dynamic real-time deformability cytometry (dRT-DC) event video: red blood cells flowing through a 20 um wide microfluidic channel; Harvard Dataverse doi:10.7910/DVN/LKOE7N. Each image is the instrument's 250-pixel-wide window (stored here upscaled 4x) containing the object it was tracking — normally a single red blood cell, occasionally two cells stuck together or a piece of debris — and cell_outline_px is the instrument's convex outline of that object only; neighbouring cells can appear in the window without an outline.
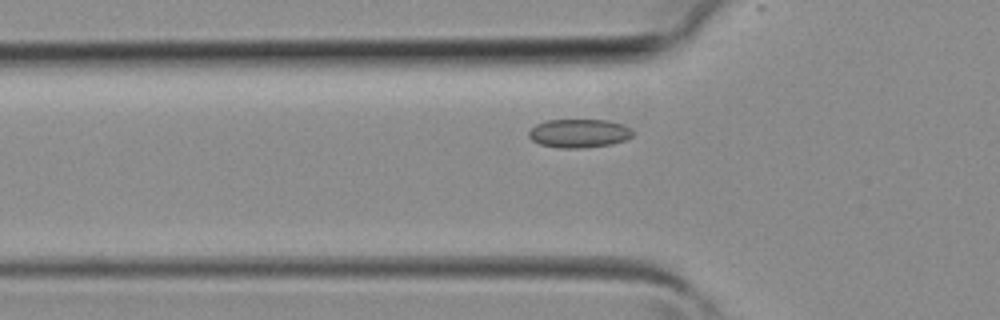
{"species": "common noctule bat (a hibernating species)", "species_latin": "Nyctalus noctula", "temperature_condition": "room temperature", "stored_images_in_passage": 2, "camera_frame_rate_fps": 3000, "um_per_image_px": 0.085, "animal": {"sex": "female", "body_mass_g": 19.3, "forearm_length_mm": 54.1}, "frame": {"image": 1, "passage_image": 2, "time_ms": 0.333, "image_size_px": [1000, 320], "cell_outline_px": [[636, 132], [632, 136], [624, 140], [612, 144], [580, 148], [560, 148], [540, 144], [532, 140], [528, 136], [528, 132], [536, 124], [544, 120], [608, 120], [624, 124], [632, 128]], "centroid_in_image_um": [49.25, 11.32], "position_along_channel_um": 76.6, "area_um2": 17.51}}